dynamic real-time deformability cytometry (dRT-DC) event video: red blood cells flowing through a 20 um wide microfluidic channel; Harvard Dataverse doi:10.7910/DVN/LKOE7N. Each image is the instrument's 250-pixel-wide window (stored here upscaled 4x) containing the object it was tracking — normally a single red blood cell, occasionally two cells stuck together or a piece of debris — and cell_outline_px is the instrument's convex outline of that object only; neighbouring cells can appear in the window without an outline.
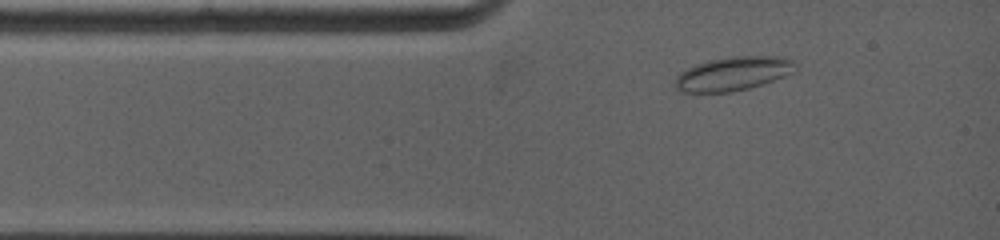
{"species": "common noctule bat (a hibernating species)", "species_latin": "Nyctalus noctula", "temperature_condition": "warm", "stored_images_in_passage": 34, "camera_frame_rate_fps": 5000, "um_per_image_px": 0.085, "animal": {"sex": "female", "body_mass_g": 19.0, "forearm_length_mm": 53.3}, "frame": {"image": 1, "passage_image": 3, "time_ms": 1.0, "image_size_px": [1000, 240], "cell_outline_px": [[796, 64], [792, 72], [784, 76], [748, 88], [732, 92], [680, 92], [676, 88], [676, 76], [680, 72], [696, 64], [708, 60], [728, 56], [780, 56], [792, 60]], "centroid_in_image_um": [62.28, 6.25], "position_along_channel_um": 22.7, "area_um2": 23.52}}
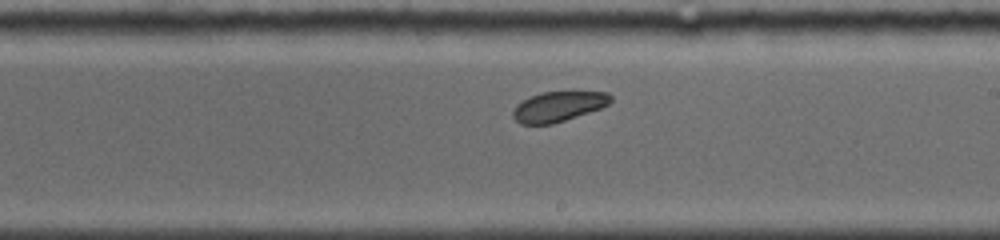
{"frame": {"image": 2, "passage_image": 20, "time_ms": 7.0, "image_size_px": [1000, 240], "cell_outline_px": [[612, 100], [608, 104], [600, 108], [552, 124], [520, 124], [512, 116], [512, 112], [516, 104], [532, 96], [544, 92], [608, 92], [612, 96]], "centroid_in_image_um": [47.45, 9.05], "position_along_channel_um": 241.6, "area_um2": 16.82}}
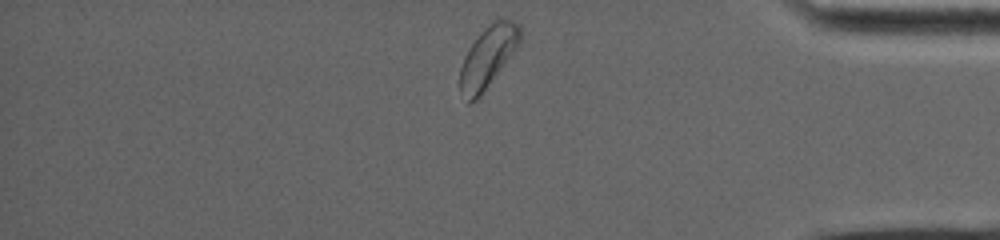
{"frame": {"image": 3, "passage_image": 34, "time_ms": 11.6, "image_size_px": [1000, 240], "cell_outline_px": [[520, 40], [512, 52], [480, 96], [476, 100], [468, 104], [460, 88], [460, 68], [464, 56], [468, 48], [480, 32], [484, 28], [500, 16], [504, 16], [520, 24]], "centroid_in_image_um": [41.45, 4.78], "position_along_channel_um": 393.8, "area_um2": 21.1}, "authors_computed_cell_mechanics": {"area_um2": 18.496, "velocity_mm_per_s": 3.8907, "shape_relaxation_time_tau1_ms": 1.6438, "shape_relaxation_time_tau2_ms": null, "deformation_change_tau1": 0.0456, "deformation_change_tau2": null}}